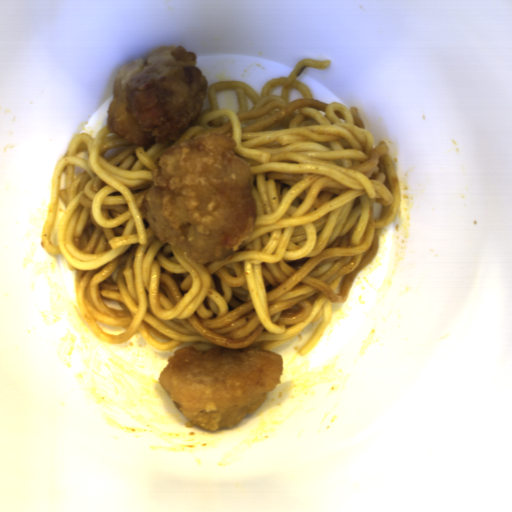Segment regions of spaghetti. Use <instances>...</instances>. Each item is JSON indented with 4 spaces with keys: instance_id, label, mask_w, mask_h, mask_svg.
I'll use <instances>...</instances> for the list:
<instances>
[{
    "instance_id": "c7327b10",
    "label": "spaghetti",
    "mask_w": 512,
    "mask_h": 512,
    "mask_svg": "<svg viewBox=\"0 0 512 512\" xmlns=\"http://www.w3.org/2000/svg\"><path fill=\"white\" fill-rule=\"evenodd\" d=\"M331 60H302L260 93L242 80L208 87L207 109L176 140L137 145L75 133L51 177L41 244L73 275L74 300L96 339L142 336L161 353L217 346L273 351L310 324L309 354L397 217L389 143H375L360 108L313 98L298 76ZM237 142L259 218L226 261L198 265L160 243L139 208L152 169L178 142Z\"/></svg>"
}]
</instances>
